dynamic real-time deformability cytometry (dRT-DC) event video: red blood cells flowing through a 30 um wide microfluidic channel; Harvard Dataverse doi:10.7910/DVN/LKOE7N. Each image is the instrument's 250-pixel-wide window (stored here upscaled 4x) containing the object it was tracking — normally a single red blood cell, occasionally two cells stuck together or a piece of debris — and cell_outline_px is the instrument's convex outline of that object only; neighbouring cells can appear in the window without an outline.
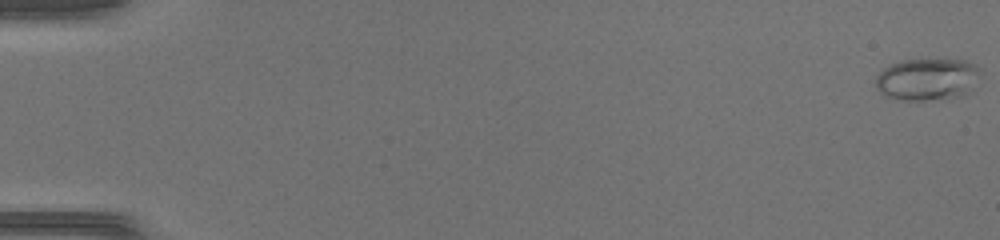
{"species": "common noctule bat (a hibernating species)", "species_latin": "Nyctalus noctula", "temperature_condition": "warm", "stored_images_in_passage": 47, "camera_frame_rate_fps": 3000, "um_per_image_px": 0.085, "animal": {"sex": "female", "body_mass_g": 17.0, "forearm_length_mm": 48.0}, "frame": {"image": 1, "passage_image": 1, "time_ms": 0.0, "image_size_px": [1000, 240], "cell_outline_px": [[980, 68], [964, 96], [924, 100], [900, 100], [888, 96], [876, 88], [876, 76], [884, 68], [900, 60], [964, 60], [976, 64]], "centroid_in_image_um": [78.76, 6.73], "position_along_channel_um": 6.2, "area_um2": 25.03}}
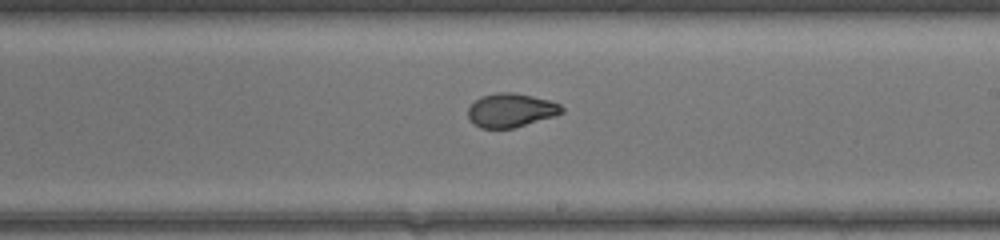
{"frame": {"image": 2, "passage_image": 29, "time_ms": 9.333, "image_size_px": [1000, 240], "cell_outline_px": [[564, 112], [556, 116], [512, 128], [480, 128], [468, 116], [468, 108], [480, 96], [496, 92], [512, 92], [532, 96], [548, 100], [560, 104], [564, 108]], "centroid_in_image_um": [43.45, 9.36], "position_along_channel_um": 245.5, "area_um2": 18.38}}
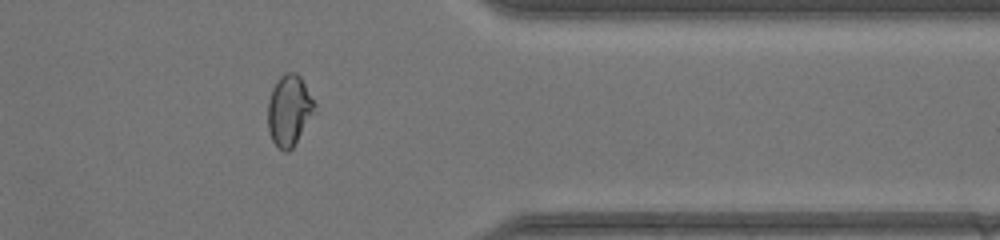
{"frame": {"image": 3, "passage_image": 39, "time_ms": 12.667, "image_size_px": [1000, 240], "cell_outline_px": [[316, 112], [292, 148], [288, 152], [284, 152], [272, 140], [268, 128], [268, 100], [272, 88], [276, 80], [284, 72], [296, 72], [300, 76], [316, 104]], "centroid_in_image_um": [24.59, 9.36], "position_along_channel_um": 386.8, "area_um2": 19.48}}